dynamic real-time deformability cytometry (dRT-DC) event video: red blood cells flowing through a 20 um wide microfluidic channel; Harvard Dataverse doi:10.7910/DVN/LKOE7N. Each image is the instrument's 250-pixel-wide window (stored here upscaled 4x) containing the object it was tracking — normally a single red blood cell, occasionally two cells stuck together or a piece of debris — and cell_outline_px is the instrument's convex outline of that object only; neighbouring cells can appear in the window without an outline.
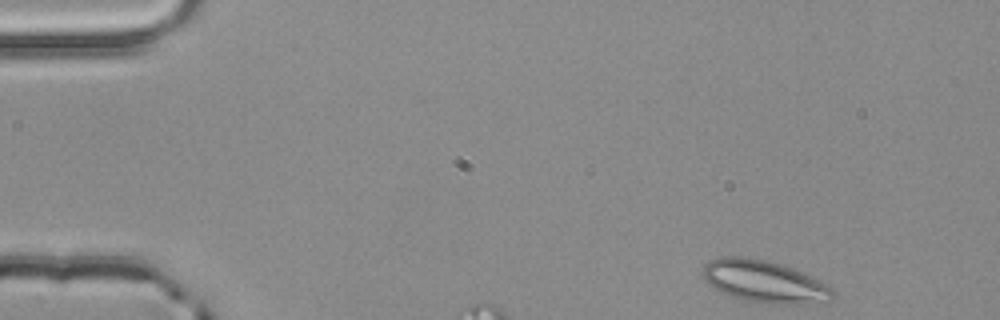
{"species": "common noctule bat (a hibernating species)", "species_latin": "Nyctalus noctula", "temperature_condition": "room temperature", "stored_images_in_passage": 3, "camera_frame_rate_fps": 3000, "um_per_image_px": 0.085, "animal": {"sex": "male", "body_mass_g": 20.4}, "frame": {"image": 1, "passage_image": 1, "time_ms": 0.0, "image_size_px": [1000, 320], "cell_outline_px": [[836, 296], [828, 304], [772, 304], [744, 300], [732, 296], [712, 288], [708, 284], [700, 272], [704, 264], [712, 260], [724, 256], [748, 256], [768, 260], [792, 268], [832, 288], [836, 292]], "centroid_in_image_um": [64.98, 23.95], "position_along_channel_um": 20.0, "area_um2": 32.37}}